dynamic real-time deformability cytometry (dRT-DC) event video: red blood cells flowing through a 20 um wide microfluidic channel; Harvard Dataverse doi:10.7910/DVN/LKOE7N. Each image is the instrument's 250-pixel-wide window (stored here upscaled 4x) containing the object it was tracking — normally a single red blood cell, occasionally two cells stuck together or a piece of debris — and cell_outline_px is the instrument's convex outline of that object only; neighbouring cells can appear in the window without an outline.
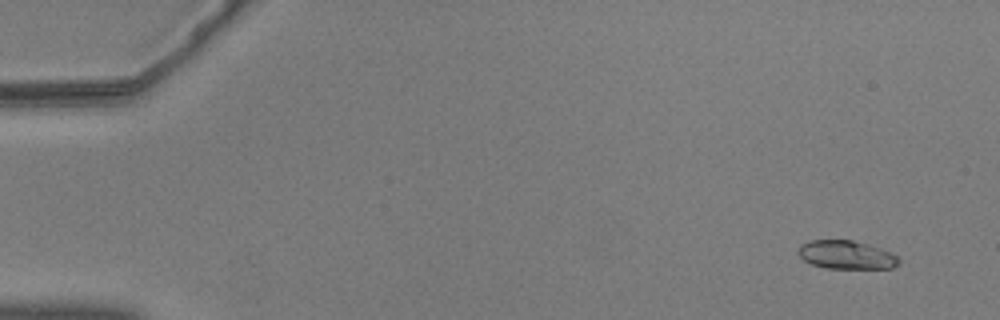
{"species": "common noctule bat (a hibernating species)", "species_latin": "Nyctalus noctula", "temperature_condition": "warm", "stored_images_in_passage": 54, "camera_frame_rate_fps": 3000, "um_per_image_px": 0.085, "animal": {"sex": "male", "body_mass_g": 20.5, "forearm_length_mm": 52.5}, "frame": {"image": 1, "passage_image": 1, "time_ms": 0.0, "image_size_px": [1000, 320], "cell_outline_px": [[900, 264], [892, 268], [824, 268], [812, 264], [804, 260], [796, 252], [800, 244], [808, 240], [852, 240], [868, 244], [880, 248], [900, 256]], "centroid_in_image_um": [71.94, 21.66], "position_along_channel_um": 13.1, "area_um2": 16.88}}
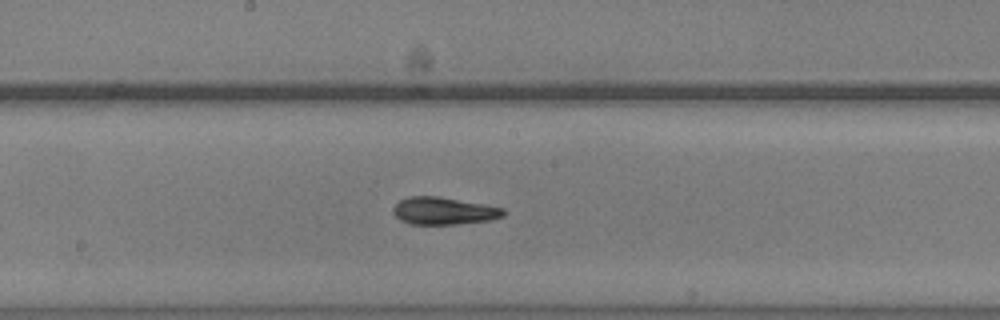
{"frame": {"image": 2, "passage_image": 28, "time_ms": 9.0, "image_size_px": [1000, 320], "cell_outline_px": [[504, 216], [488, 220], [456, 224], [408, 224], [400, 220], [392, 212], [392, 208], [400, 200], [412, 196], [440, 196], [488, 204], [504, 208]], "centroid_in_image_um": [37.72, 17.91], "position_along_channel_um": 210.5, "area_um2": 17.74}}
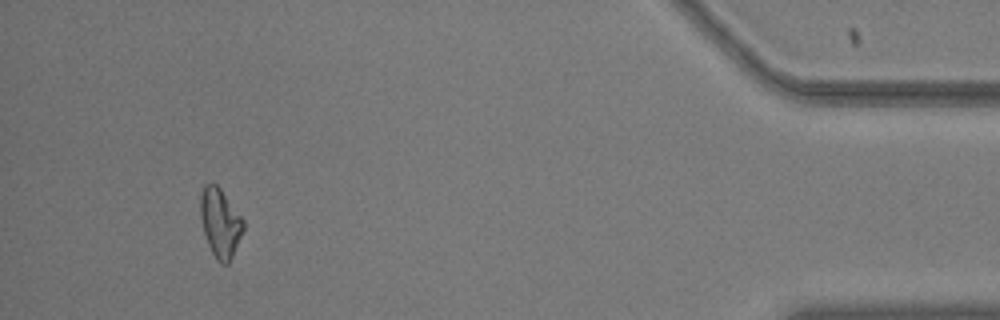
{"frame": {"image": 3, "passage_image": 50, "time_ms": 16.333, "image_size_px": [1000, 320], "cell_outline_px": [[244, 228], [232, 256], [228, 264], [220, 264], [216, 260], [208, 244], [204, 232], [200, 216], [200, 196], [204, 184], [216, 184], [220, 188], [244, 220]], "centroid_in_image_um": [18.71, 18.94], "position_along_channel_um": 416.5, "area_um2": 17.05}}